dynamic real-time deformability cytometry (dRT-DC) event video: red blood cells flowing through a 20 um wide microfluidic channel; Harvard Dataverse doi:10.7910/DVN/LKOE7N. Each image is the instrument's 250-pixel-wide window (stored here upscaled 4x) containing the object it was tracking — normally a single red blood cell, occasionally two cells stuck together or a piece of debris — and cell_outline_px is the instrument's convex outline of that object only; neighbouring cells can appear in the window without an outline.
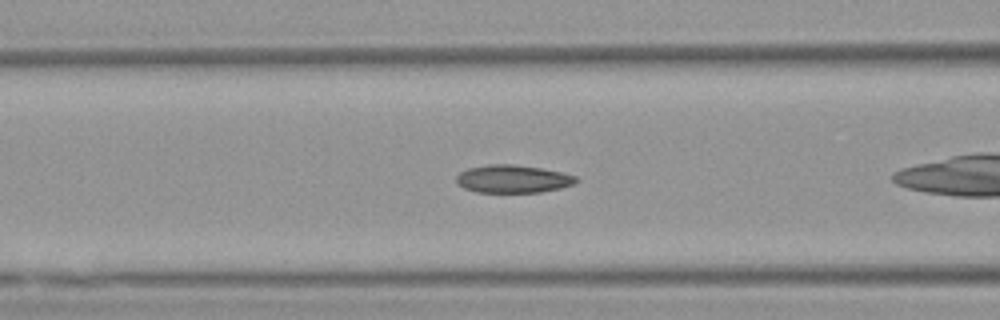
{"species": "Egyptian fruit bat (a non-hibernating species)", "species_latin": "Rousettus aegyptiacus", "temperature_condition": "warm", "stored_images_in_passage": 37, "camera_frame_rate_fps": 3000, "um_per_image_px": 0.085, "animal": {"sex": "female"}, "frame": {"image": 1, "passage_image": 16, "time_ms": 5.0, "image_size_px": [1000, 320], "cell_outline_px": [[580, 180], [576, 184], [560, 188], [540, 192], [476, 192], [464, 188], [456, 184], [456, 176], [460, 172], [468, 168], [488, 164], [512, 164], [540, 168], [564, 172], [576, 176]], "centroid_in_image_um": [43.61, 15.2], "position_along_channel_um": 123.0, "area_um2": 19.65}}
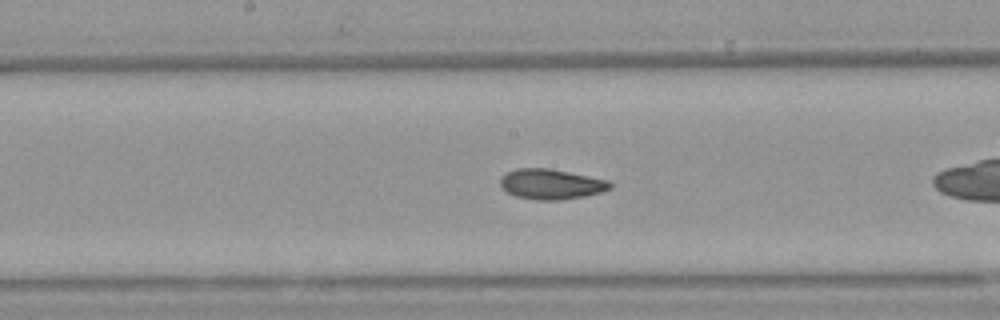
{"frame": {"image": 2, "passage_image": 22, "time_ms": 7.0, "image_size_px": [1000, 320], "cell_outline_px": [[612, 188], [600, 192], [584, 196], [560, 200], [536, 200], [516, 196], [508, 192], [500, 184], [500, 176], [516, 168], [548, 168], [608, 180], [612, 184]], "centroid_in_image_um": [46.83, 15.65], "position_along_channel_um": 201.4, "area_um2": 19.19}}